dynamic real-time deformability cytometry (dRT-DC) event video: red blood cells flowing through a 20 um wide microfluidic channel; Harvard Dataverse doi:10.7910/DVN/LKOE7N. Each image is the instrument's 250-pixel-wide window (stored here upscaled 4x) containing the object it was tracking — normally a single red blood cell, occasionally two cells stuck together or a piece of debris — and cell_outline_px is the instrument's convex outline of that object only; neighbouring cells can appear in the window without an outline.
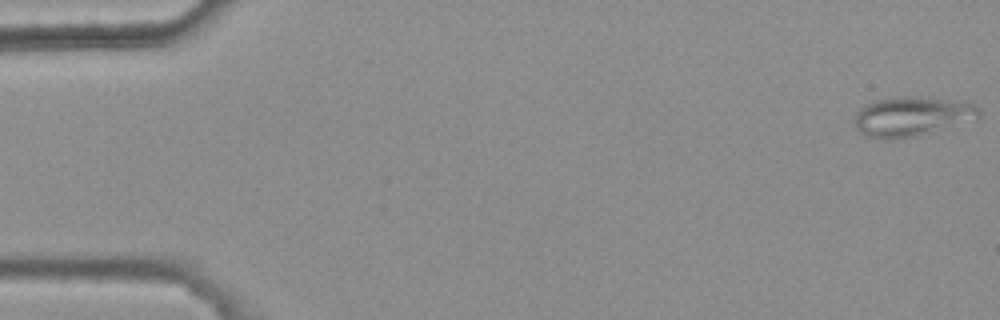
{"species": "common noctule bat (a hibernating species)", "species_latin": "Nyctalus noctula", "temperature_condition": "warm", "stored_images_in_passage": 48, "camera_frame_rate_fps": 3000, "um_per_image_px": 0.085, "animal": {"sex": "female", "body_mass_g": 25.1}, "frame": {"image": 1, "passage_image": 1, "time_ms": 0.0, "image_size_px": [1000, 320], "cell_outline_px": [[980, 116], [920, 136], [896, 140], [888, 140], [864, 136], [856, 128], [852, 120], [856, 112], [864, 104], [876, 100], [900, 96], [912, 96], [964, 100], [980, 108]], "centroid_in_image_um": [77.44, 9.9], "position_along_channel_um": 7.6, "area_um2": 29.19}}
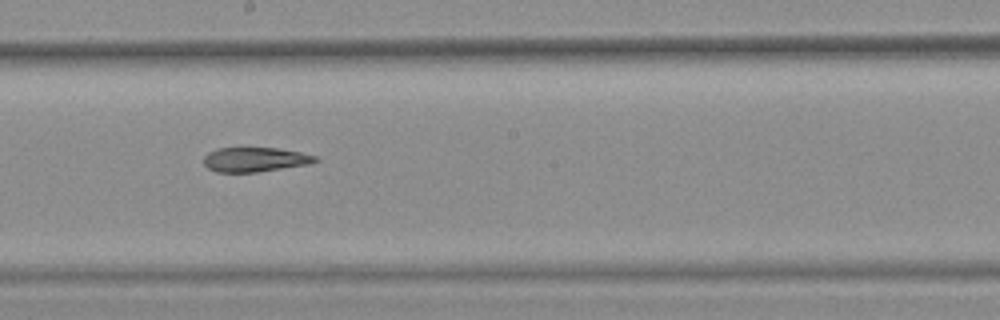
{"frame": {"image": 2, "passage_image": 30, "time_ms": 9.667, "image_size_px": [1000, 320], "cell_outline_px": [[320, 160], [308, 164], [256, 172], [216, 172], [208, 168], [204, 164], [204, 156], [208, 152], [216, 148], [276, 148], [300, 152], [320, 156]], "centroid_in_image_um": [21.68, 13.55], "position_along_channel_um": 226.5, "area_um2": 15.95}}
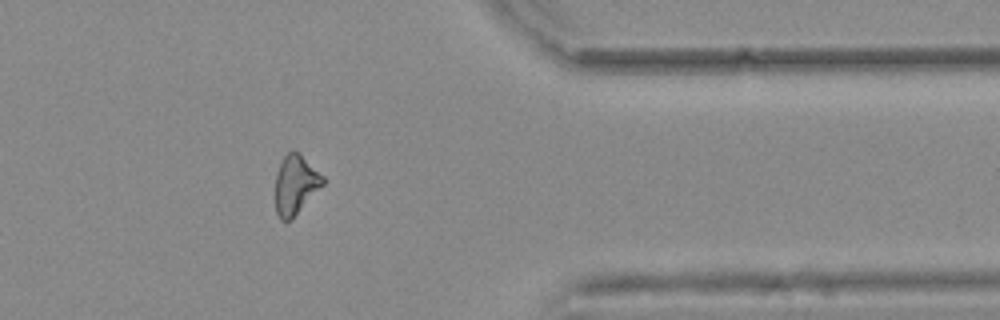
{"frame": {"image": 3, "passage_image": 44, "time_ms": 14.333, "image_size_px": [1000, 320], "cell_outline_px": [[324, 184], [292, 220], [280, 220], [276, 212], [276, 172], [284, 156], [292, 148], [300, 152], [324, 176]], "centroid_in_image_um": [25.13, 15.67], "position_along_channel_um": 386.3, "area_um2": 16.65}}